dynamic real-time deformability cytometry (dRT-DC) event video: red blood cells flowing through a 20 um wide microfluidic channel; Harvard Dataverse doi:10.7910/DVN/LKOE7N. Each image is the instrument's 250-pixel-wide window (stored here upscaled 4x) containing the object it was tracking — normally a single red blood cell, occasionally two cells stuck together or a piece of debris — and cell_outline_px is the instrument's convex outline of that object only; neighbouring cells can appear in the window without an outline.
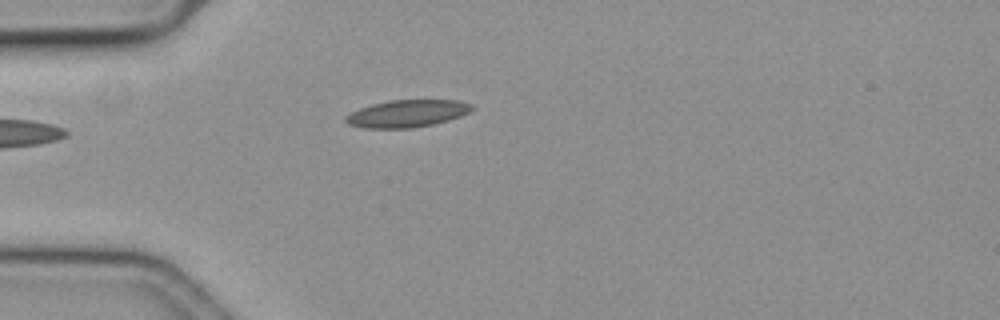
{"species": "common noctule bat (a hibernating species)", "species_latin": "Nyctalus noctula", "temperature_condition": "cold", "stored_images_in_passage": 16, "camera_frame_rate_fps": 3000, "um_per_image_px": 0.085, "animal": {"sex": "female", "body_mass_g": 19.3, "forearm_length_mm": 54.1}, "frame": {"image": 1, "passage_image": 1, "time_ms": 0.0, "image_size_px": [1000, 320], "cell_outline_px": [[476, 108], [460, 116], [448, 120], [432, 124], [412, 128], [360, 128], [348, 124], [344, 120], [344, 116], [360, 108], [372, 104], [388, 100], [460, 100], [472, 104]], "centroid_in_image_um": [34.6, 9.65], "position_along_channel_um": 50.4, "area_um2": 20.17}}
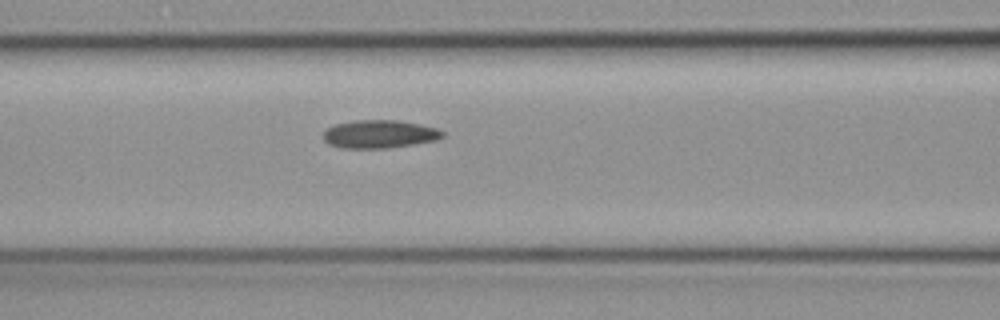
{"frame": {"image": 2, "passage_image": 9, "time_ms": 2.667, "image_size_px": [1000, 320], "cell_outline_px": [[444, 136], [436, 140], [388, 148], [340, 148], [328, 144], [324, 140], [324, 132], [328, 128], [336, 124], [356, 120], [396, 120], [420, 124], [436, 128], [444, 132]], "centroid_in_image_um": [32.25, 11.4], "position_along_channel_um": 134.4, "area_um2": 19.42}}
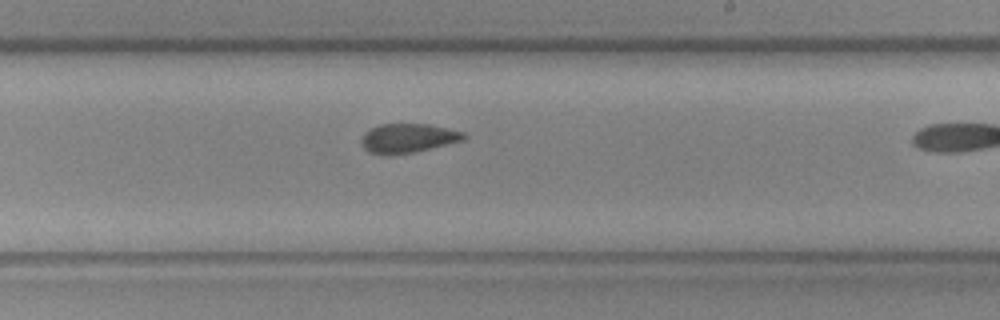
{"frame": {"image": 3, "passage_image": 15, "time_ms": 4.667, "image_size_px": [1000, 320], "cell_outline_px": [[468, 136], [464, 140], [416, 152], [392, 156], [384, 156], [368, 152], [360, 144], [360, 140], [364, 132], [380, 124], [428, 124], [464, 132]], "centroid_in_image_um": [34.64, 11.77], "position_along_channel_um": 254.4, "area_um2": 17.8}}